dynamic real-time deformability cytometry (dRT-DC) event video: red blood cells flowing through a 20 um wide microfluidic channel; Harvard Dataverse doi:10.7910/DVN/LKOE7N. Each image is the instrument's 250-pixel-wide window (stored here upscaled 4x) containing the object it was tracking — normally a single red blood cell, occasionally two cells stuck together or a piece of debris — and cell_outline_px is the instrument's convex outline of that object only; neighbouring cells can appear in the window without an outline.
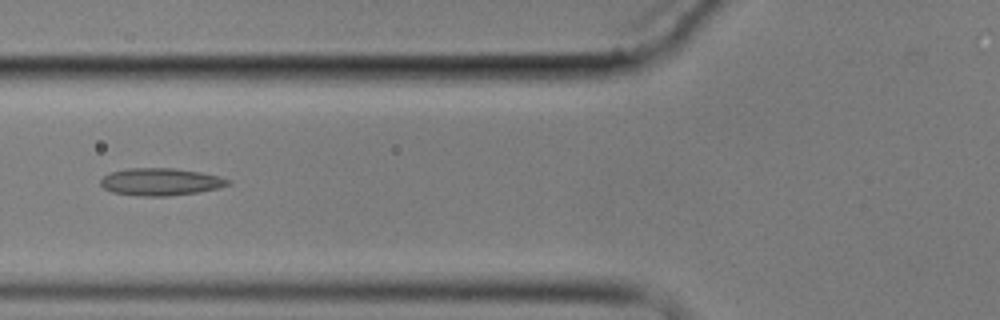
{"species": "common noctule bat (a hibernating species)", "species_latin": "Nyctalus noctula", "temperature_condition": "cold", "stored_images_in_passage": 14, "camera_frame_rate_fps": 3000, "um_per_image_px": 0.085, "animal": {"sex": "male", "body_mass_g": 17.9}, "frame": {"image": 1, "passage_image": 5, "time_ms": 5.667, "image_size_px": [1000, 320], "cell_outline_px": [[232, 184], [200, 192], [168, 196], [136, 196], [112, 192], [104, 188], [100, 184], [100, 180], [104, 176], [112, 172], [128, 168], [172, 168], [200, 172], [220, 176], [232, 180]], "centroid_in_image_um": [13.67, 15.46], "position_along_channel_um": 112.1, "area_um2": 20.4}}
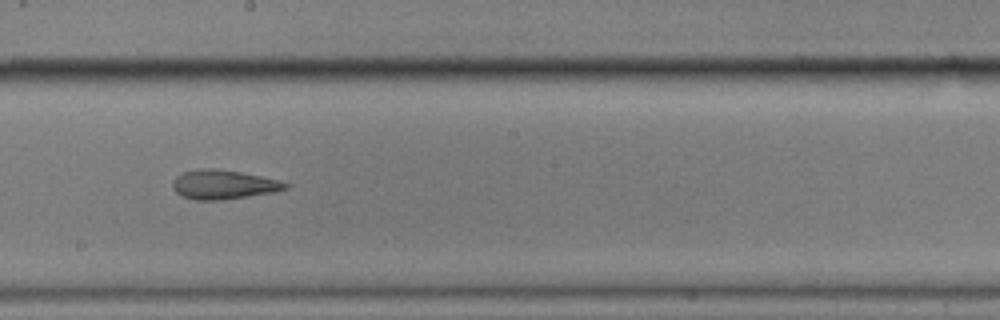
{"frame": {"image": 2, "passage_image": 8, "time_ms": 9.0, "image_size_px": [1000, 320], "cell_outline_px": [[292, 184], [288, 188], [272, 192], [248, 196], [220, 200], [196, 200], [184, 196], [176, 192], [172, 188], [172, 184], [176, 176], [184, 172], [200, 168], [208, 168], [240, 172], [280, 180]], "centroid_in_image_um": [19.01, 15.69], "position_along_channel_um": 229.2, "area_um2": 19.02}}
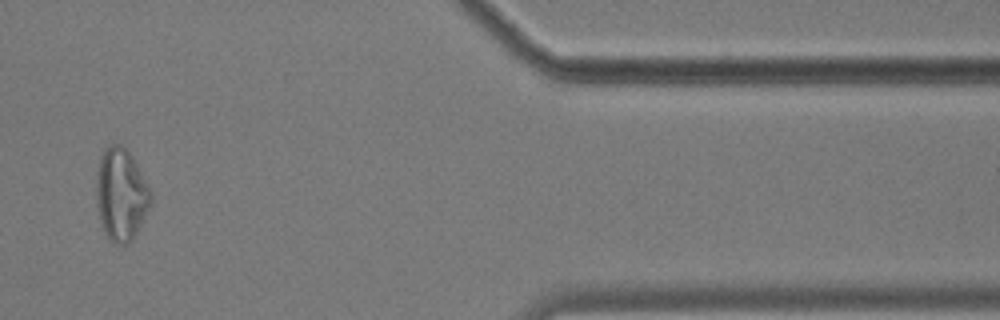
{"frame": {"image": 3, "passage_image": 13, "time_ms": 15.0, "image_size_px": [1000, 320], "cell_outline_px": [[152, 200], [132, 240], [128, 244], [116, 244], [108, 240], [104, 232], [100, 220], [96, 204], [96, 184], [100, 160], [104, 148], [112, 144], [120, 144], [132, 156], [152, 192]], "centroid_in_image_um": [10.28, 16.55], "position_along_channel_um": 401.1, "area_um2": 29.07}, "authors_computed_cell_mechanics": {"area_um2": 21.4438, "velocity_mm_per_s": 3.5122, "shape_relaxation_time_tau1_ms": null, "shape_relaxation_time_tau2_ms": 2.2193, "deformation_change_tau1": null, "deformation_change_tau2": 0.0793}}